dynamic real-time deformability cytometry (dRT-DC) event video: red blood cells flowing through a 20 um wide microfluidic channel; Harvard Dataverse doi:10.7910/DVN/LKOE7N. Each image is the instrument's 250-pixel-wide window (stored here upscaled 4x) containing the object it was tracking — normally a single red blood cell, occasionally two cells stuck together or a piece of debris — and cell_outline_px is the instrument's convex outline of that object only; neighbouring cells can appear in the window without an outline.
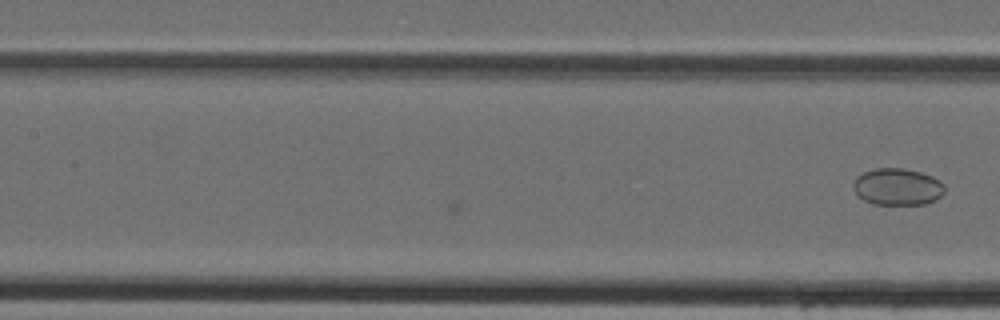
{"species": "Egyptian fruit bat (a non-hibernating species)", "species_latin": "Rousettus aegyptiacus", "temperature_condition": "cold", "stored_images_in_passage": 8, "camera_frame_rate_fps": 3000, "um_per_image_px": 0.085, "animal": {"sex": "female"}, "frame": {"image": 1, "passage_image": 8, "time_ms": 2.333, "image_size_px": [1000, 320], "cell_outline_px": [[944, 192], [936, 200], [924, 204], [872, 204], [864, 200], [852, 188], [852, 184], [856, 176], [864, 172], [876, 168], [904, 168], [920, 172], [932, 176], [940, 180], [944, 184]], "centroid_in_image_um": [76.28, 15.87], "position_along_channel_um": 131.1, "area_um2": 19.71}}